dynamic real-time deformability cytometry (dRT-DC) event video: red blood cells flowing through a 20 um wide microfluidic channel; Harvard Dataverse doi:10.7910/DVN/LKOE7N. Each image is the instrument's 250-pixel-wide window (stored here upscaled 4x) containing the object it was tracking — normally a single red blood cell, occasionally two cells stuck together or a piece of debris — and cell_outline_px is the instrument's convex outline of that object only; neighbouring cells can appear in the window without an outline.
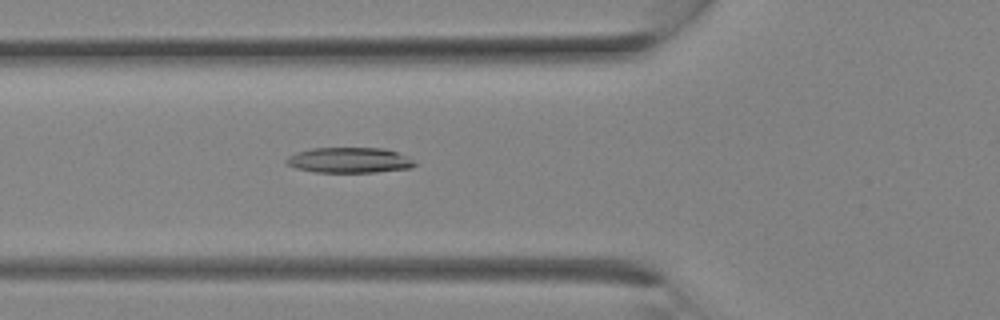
{"species": "Egyptian fruit bat (a non-hibernating species)", "species_latin": "Rousettus aegyptiacus", "temperature_condition": "room temperature", "stored_images_in_passage": 10, "camera_frame_rate_fps": 3000, "um_per_image_px": 0.085, "animal": {"sex": "female"}, "frame": {"image": 1, "passage_image": 10, "time_ms": 3.0, "image_size_px": [1000, 320], "cell_outline_px": [[416, 164], [412, 168], [376, 172], [316, 172], [296, 168], [288, 164], [284, 160], [288, 156], [296, 152], [312, 148], [384, 148], [396, 152], [412, 160]], "centroid_in_image_um": [29.66, 13.61], "position_along_channel_um": 96.1, "area_um2": 18.9}}